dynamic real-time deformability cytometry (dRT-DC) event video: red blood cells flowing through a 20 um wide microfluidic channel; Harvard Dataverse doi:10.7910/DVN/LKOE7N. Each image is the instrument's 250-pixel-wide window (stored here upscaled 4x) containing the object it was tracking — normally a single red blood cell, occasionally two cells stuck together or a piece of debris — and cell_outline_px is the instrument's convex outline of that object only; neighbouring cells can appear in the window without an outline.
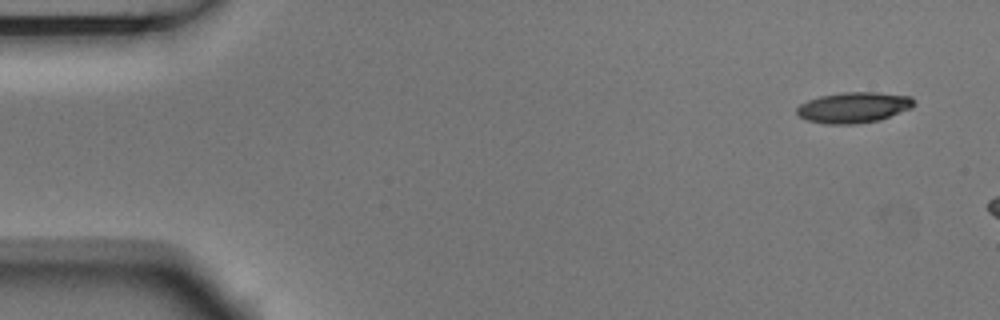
{"species": "Egyptian fruit bat (a non-hibernating species)", "species_latin": "Rousettus aegyptiacus", "temperature_condition": "room temperature", "stored_images_in_passage": 3, "camera_frame_rate_fps": 3000, "um_per_image_px": 0.085, "animal": {"sex": "male"}, "frame": {"image": 1, "passage_image": 1, "time_ms": 0.0, "image_size_px": [1000, 320], "cell_outline_px": [[916, 104], [912, 108], [880, 120], [852, 124], [824, 124], [808, 120], [800, 116], [796, 112], [796, 108], [800, 104], [808, 100], [820, 96], [840, 92], [876, 92], [912, 96], [916, 100]], "centroid_in_image_um": [72.6, 9.12], "position_along_channel_um": 12.4, "area_um2": 21.15}}